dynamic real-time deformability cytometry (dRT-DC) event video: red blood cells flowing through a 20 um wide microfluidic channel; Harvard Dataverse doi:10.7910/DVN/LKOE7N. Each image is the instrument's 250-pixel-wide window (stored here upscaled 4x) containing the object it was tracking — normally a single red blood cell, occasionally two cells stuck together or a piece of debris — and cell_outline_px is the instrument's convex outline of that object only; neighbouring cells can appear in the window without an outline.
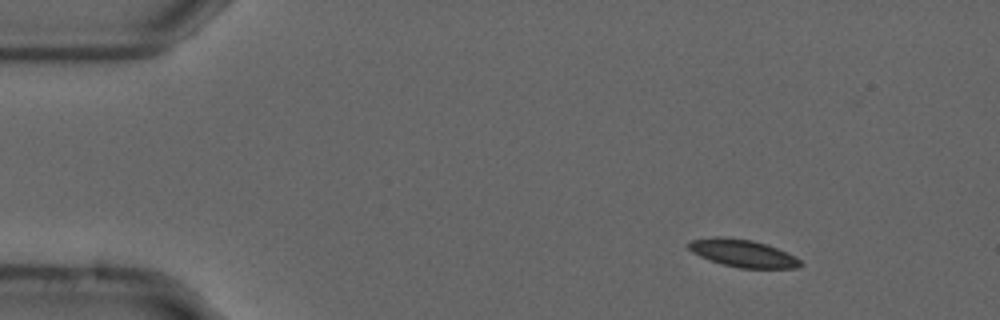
{"species": "common noctule bat (a hibernating species)", "species_latin": "Nyctalus noctula", "temperature_condition": "cold", "stored_images_in_passage": 21, "camera_frame_rate_fps": 3000, "um_per_image_px": 0.085, "animal": {"sex": "male", "forearm_length_mm": 52.5}, "frame": {"image": 1, "passage_image": 7, "time_ms": 2.0, "image_size_px": [1000, 320], "cell_outline_px": [[804, 264], [796, 268], [740, 268], [724, 264], [700, 256], [692, 252], [684, 244], [692, 240], [712, 236], [720, 236], [752, 240], [768, 244], [796, 256]], "centroid_in_image_um": [63.14, 21.51], "position_along_channel_um": 21.9, "area_um2": 18.03}}
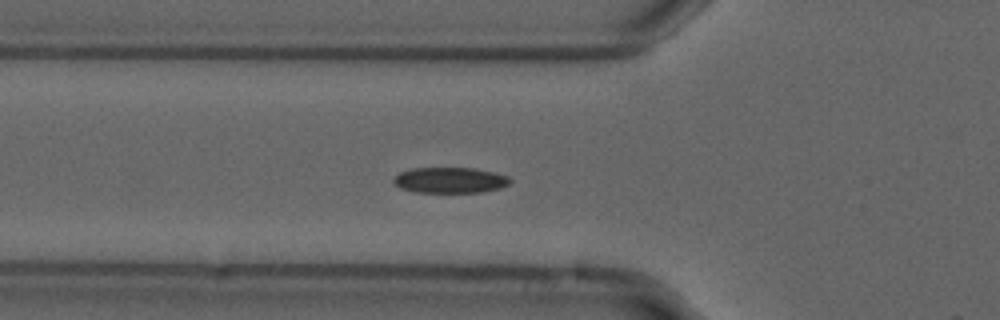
{"frame": {"image": 2, "passage_image": 19, "time_ms": 6.0, "image_size_px": [1000, 320], "cell_outline_px": [[512, 180], [508, 184], [500, 188], [480, 192], [416, 192], [400, 188], [392, 180], [400, 172], [412, 168], [476, 168], [508, 176]], "centroid_in_image_um": [38.25, 15.31], "position_along_channel_um": 87.5, "area_um2": 17.34}}